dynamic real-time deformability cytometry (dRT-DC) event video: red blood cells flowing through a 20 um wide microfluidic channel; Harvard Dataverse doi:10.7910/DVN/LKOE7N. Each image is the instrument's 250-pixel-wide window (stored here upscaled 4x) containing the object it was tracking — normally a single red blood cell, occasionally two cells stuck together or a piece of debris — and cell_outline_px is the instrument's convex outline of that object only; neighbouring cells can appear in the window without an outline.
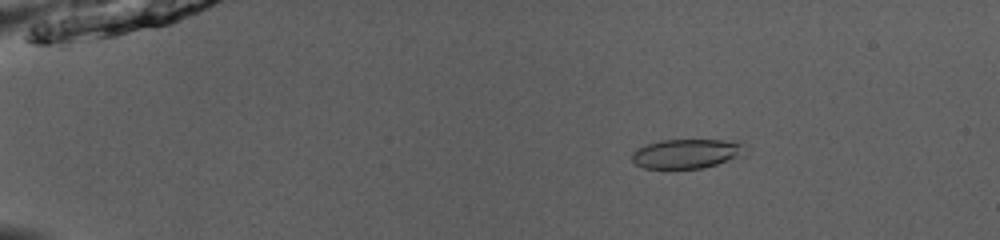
{"species": "common noctule bat (a hibernating species)", "species_latin": "Nyctalus noctula", "temperature_condition": "room temperature", "stored_images_in_passage": 52, "camera_frame_rate_fps": 3000, "um_per_image_px": 0.085, "animal": {"sex": "male", "body_mass_g": 13.0, "forearm_length_mm": 53.1}, "frame": {"image": 1, "passage_image": 10, "time_ms": 3.0, "image_size_px": [1000, 240], "cell_outline_px": [[744, 156], [704, 168], [644, 168], [636, 164], [632, 160], [632, 152], [636, 148], [660, 140], [740, 140], [744, 144]], "centroid_in_image_um": [58.41, 13.05], "position_along_channel_um": 26.6, "area_um2": 19.59}}
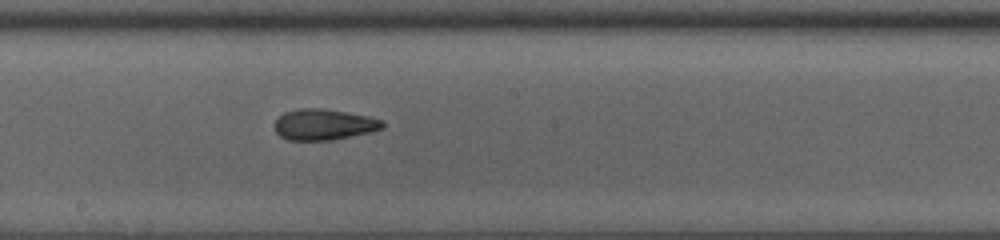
{"frame": {"image": 2, "passage_image": 31, "time_ms": 10.0, "image_size_px": [1000, 240], "cell_outline_px": [[384, 128], [372, 132], [332, 140], [288, 140], [280, 136], [276, 132], [276, 120], [284, 112], [296, 108], [320, 108], [348, 112], [368, 116], [384, 120]], "centroid_in_image_um": [27.56, 10.58], "position_along_channel_um": 220.6, "area_um2": 19.59}}
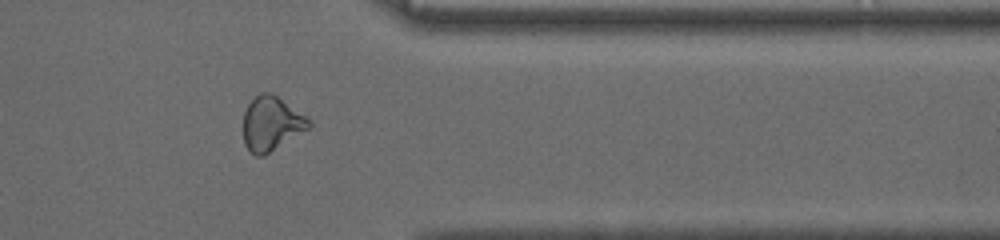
{"frame": {"image": 3, "passage_image": 44, "time_ms": 14.333, "image_size_px": [1000, 240], "cell_outline_px": [[312, 124], [308, 128], [264, 156], [256, 156], [244, 144], [244, 112], [248, 104], [260, 92], [272, 92], [304, 116]], "centroid_in_image_um": [23.03, 10.5], "position_along_channel_um": 388.4, "area_um2": 20.23}, "authors_computed_cell_mechanics": {"area_um2": 20.1722, "velocity_mm_per_s": 3.9933, "shape_relaxation_time_tau1_ms": 5.7727, "shape_relaxation_time_tau2_ms": 1.7629, "deformation_change_tau1": 0.1591, "deformation_change_tau2": 0.1001}}